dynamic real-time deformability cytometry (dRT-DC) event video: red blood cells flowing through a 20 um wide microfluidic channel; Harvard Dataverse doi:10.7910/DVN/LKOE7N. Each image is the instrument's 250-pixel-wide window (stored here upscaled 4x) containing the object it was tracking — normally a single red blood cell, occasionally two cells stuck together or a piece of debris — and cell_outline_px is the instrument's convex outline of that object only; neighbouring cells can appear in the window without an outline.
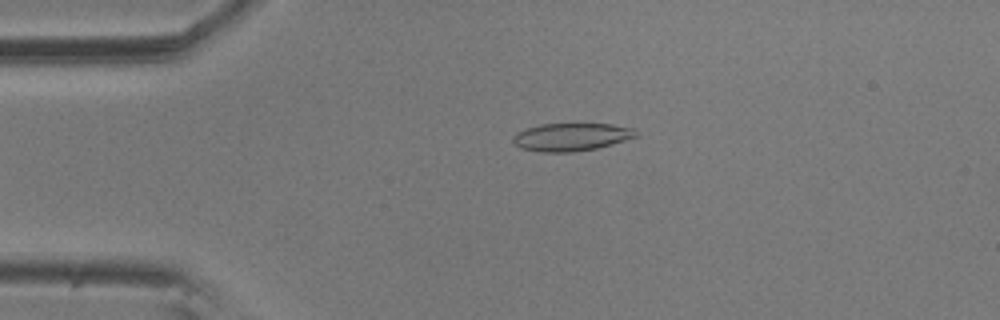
{"species": "common noctule bat (a hibernating species)", "species_latin": "Nyctalus noctula", "temperature_condition": "room temperature", "stored_images_in_passage": 4, "camera_frame_rate_fps": 3000, "um_per_image_px": 0.085, "animal": {"sex": "male", "body_mass_g": 20.5, "forearm_length_mm": 52.5}, "frame": {"image": 1, "passage_image": 2, "time_ms": 0.333, "image_size_px": [1000, 320], "cell_outline_px": [[640, 132], [636, 136], [612, 144], [596, 148], [572, 152], [540, 152], [520, 148], [512, 140], [512, 136], [516, 132], [540, 124], [612, 124], [632, 128]], "centroid_in_image_um": [48.54, 11.64], "position_along_channel_um": 36.5, "area_um2": 19.88}}
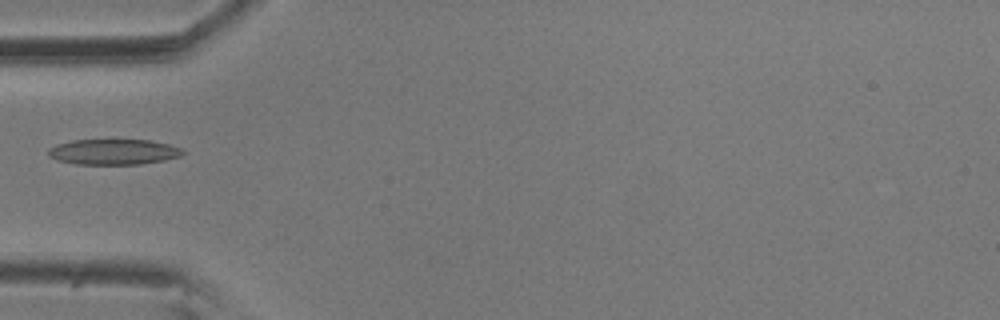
{"frame": {"image": 2, "passage_image": 4, "time_ms": 1.0, "image_size_px": [1000, 320], "cell_outline_px": [[184, 152], [180, 156], [164, 160], [140, 164], [76, 164], [56, 160], [48, 156], [48, 148], [56, 144], [72, 140], [152, 140], [168, 144], [180, 148]], "centroid_in_image_um": [9.6, 12.91], "position_along_channel_um": 75.4, "area_um2": 20.0}}